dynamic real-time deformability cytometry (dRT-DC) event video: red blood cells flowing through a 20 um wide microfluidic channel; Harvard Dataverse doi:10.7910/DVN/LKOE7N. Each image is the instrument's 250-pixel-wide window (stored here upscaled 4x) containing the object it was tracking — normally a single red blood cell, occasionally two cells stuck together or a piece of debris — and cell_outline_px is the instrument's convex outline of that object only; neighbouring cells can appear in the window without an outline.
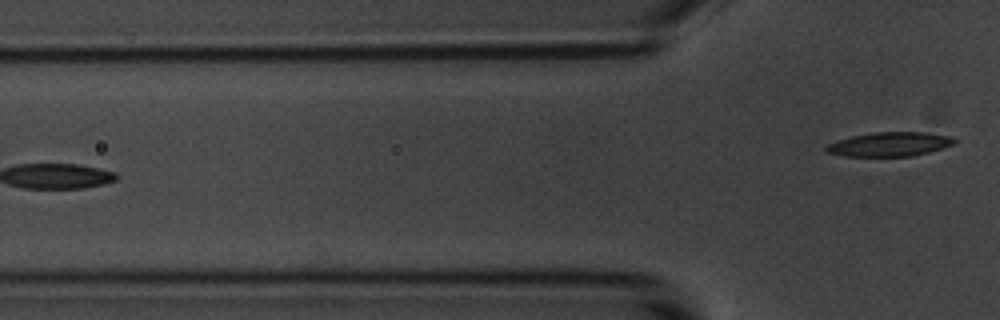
{"species": "common noctule bat (a hibernating species)", "species_latin": "Nyctalus noctula", "temperature_condition": "room temperature", "stored_images_in_passage": 6, "camera_frame_rate_fps": 3000, "um_per_image_px": 0.085, "animal": {"sex": "male", "body_mass_g": 20.1, "forearm_length_mm": 53.5}, "frame": {"image": 1, "passage_image": 6, "time_ms": 6.333, "image_size_px": [1000, 320], "cell_outline_px": [[956, 144], [928, 152], [912, 156], [844, 156], [824, 152], [824, 148], [828, 144], [836, 140], [852, 136], [876, 132], [924, 132], [952, 136], [956, 140]], "centroid_in_image_um": [75.61, 12.26], "position_along_channel_um": 50.2, "area_um2": 18.15}}